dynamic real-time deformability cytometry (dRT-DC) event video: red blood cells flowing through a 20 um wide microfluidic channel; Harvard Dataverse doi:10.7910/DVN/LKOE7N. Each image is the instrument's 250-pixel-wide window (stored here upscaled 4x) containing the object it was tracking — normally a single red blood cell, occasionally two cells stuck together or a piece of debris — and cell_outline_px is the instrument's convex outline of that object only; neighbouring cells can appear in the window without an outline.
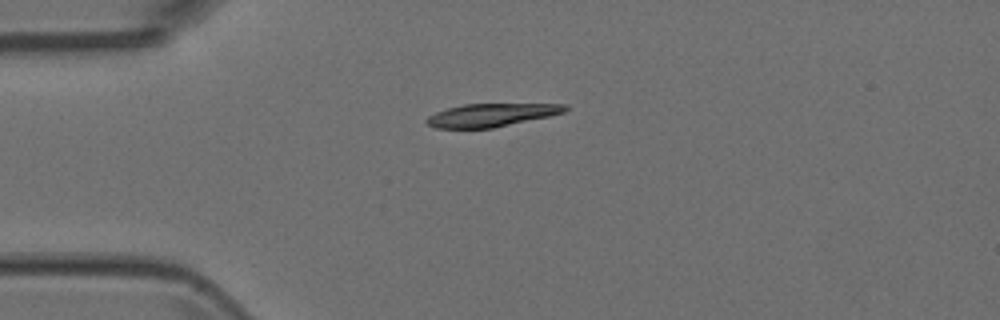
{"species": "Egyptian fruit bat (a non-hibernating species)", "species_latin": "Rousettus aegyptiacus", "temperature_condition": "room temperature", "stored_images_in_passage": 4, "camera_frame_rate_fps": 3000, "um_per_image_px": 0.085, "animal": {"sex": "female"}, "frame": {"image": 1, "passage_image": 1, "time_ms": 0.0, "image_size_px": [1000, 320], "cell_outline_px": [[568, 108], [564, 112], [548, 116], [492, 128], [436, 128], [428, 124], [424, 120], [428, 116], [436, 112], [448, 108], [464, 104], [568, 104]], "centroid_in_image_um": [41.74, 9.77], "position_along_channel_um": 43.3, "area_um2": 18.38}}
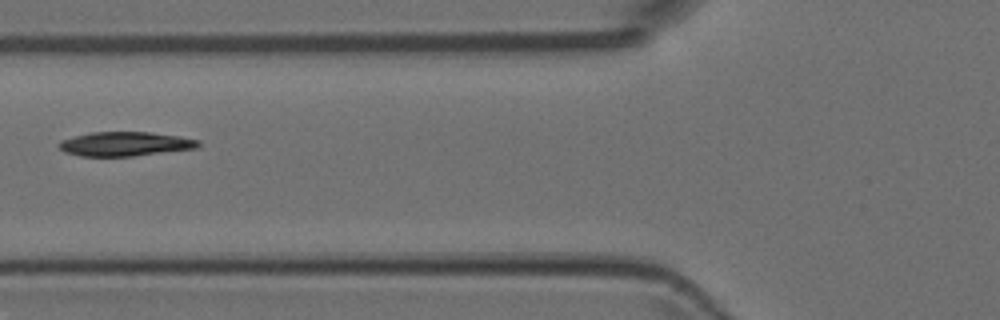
{"frame": {"image": 2, "passage_image": 3, "time_ms": 0.667, "image_size_px": [1000, 320], "cell_outline_px": [[200, 144], [196, 148], [132, 156], [80, 156], [64, 152], [56, 144], [60, 140], [88, 132], [152, 132], [180, 136], [200, 140]], "centroid_in_image_um": [10.6, 12.22], "position_along_channel_um": 115.2, "area_um2": 19.77}}
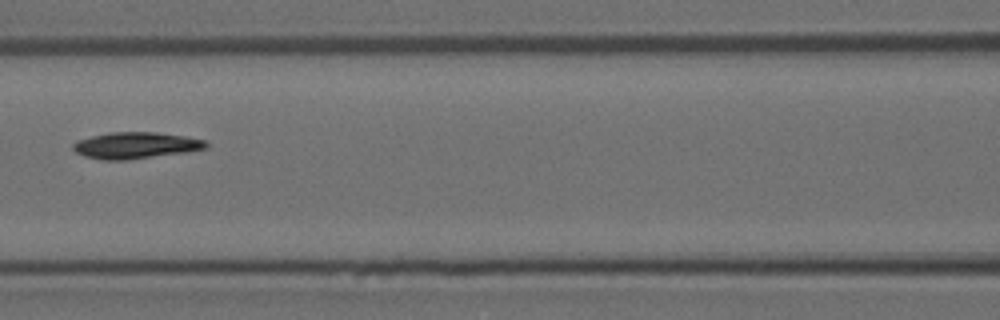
{"frame": {"image": 3, "passage_image": 4, "time_ms": 1.0, "image_size_px": [1000, 320], "cell_outline_px": [[208, 148], [188, 152], [124, 160], [104, 160], [84, 156], [76, 152], [72, 148], [72, 144], [76, 140], [92, 136], [112, 132], [156, 132], [184, 136], [204, 140], [208, 144]], "centroid_in_image_um": [11.53, 12.36], "position_along_channel_um": 155.1, "area_um2": 20.46}}